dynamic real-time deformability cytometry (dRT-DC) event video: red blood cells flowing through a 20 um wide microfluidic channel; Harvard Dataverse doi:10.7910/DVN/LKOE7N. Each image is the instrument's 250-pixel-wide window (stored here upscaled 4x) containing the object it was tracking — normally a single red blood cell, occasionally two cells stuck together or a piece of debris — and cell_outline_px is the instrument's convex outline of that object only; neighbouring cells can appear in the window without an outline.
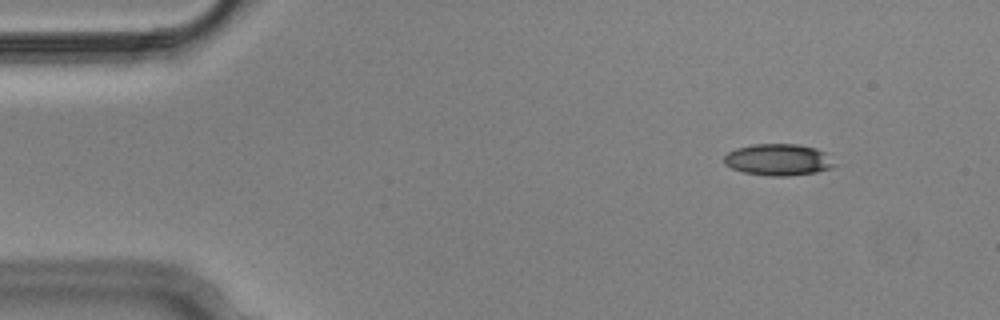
{"species": "Egyptian fruit bat (a non-hibernating species)", "species_latin": "Rousettus aegyptiacus", "temperature_condition": "cold", "stored_images_in_passage": 4, "camera_frame_rate_fps": 3000, "um_per_image_px": 0.085, "animal": {"sex": "male"}, "frame": {"image": 1, "passage_image": 2, "time_ms": 0.333, "image_size_px": [1000, 320], "cell_outline_px": [[840, 164], [832, 168], [816, 172], [784, 176], [772, 176], [744, 172], [732, 168], [724, 164], [724, 156], [728, 152], [736, 148], [752, 144], [800, 144], [816, 148], [824, 152]], "centroid_in_image_um": [66.2, 13.57], "position_along_channel_um": 18.8, "area_um2": 20.52}}